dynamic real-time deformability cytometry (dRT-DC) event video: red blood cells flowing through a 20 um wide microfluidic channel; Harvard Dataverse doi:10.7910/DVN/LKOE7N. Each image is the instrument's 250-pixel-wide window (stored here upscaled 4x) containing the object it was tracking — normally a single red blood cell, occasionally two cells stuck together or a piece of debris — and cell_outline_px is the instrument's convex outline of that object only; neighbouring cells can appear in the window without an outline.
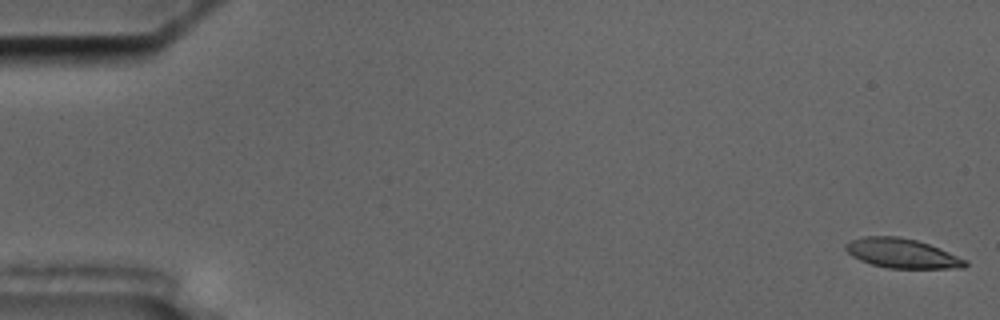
{"species": "common noctule bat (a hibernating species)", "species_latin": "Nyctalus noctula", "temperature_condition": "cold", "stored_images_in_passage": 57, "camera_frame_rate_fps": 3000, "um_per_image_px": 0.085, "animal": {"sex": "male", "body_mass_g": 17.5, "forearm_length_mm": 52.3}, "frame": {"image": 1, "passage_image": 1, "time_ms": 0.0, "image_size_px": [1000, 320], "cell_outline_px": [[968, 264], [964, 268], [888, 268], [872, 264], [860, 260], [852, 256], [844, 248], [844, 244], [852, 240], [864, 236], [900, 236], [916, 240], [928, 244], [968, 260]], "centroid_in_image_um": [76.66, 21.53], "position_along_channel_um": 8.3, "area_um2": 20.46}}
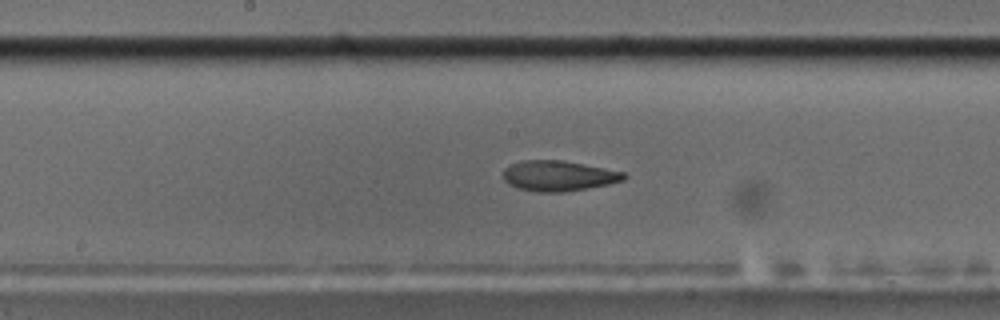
{"frame": {"image": 2, "passage_image": 30, "time_ms": 9.667, "image_size_px": [1000, 320], "cell_outline_px": [[628, 176], [624, 180], [608, 184], [564, 192], [536, 192], [516, 188], [508, 184], [504, 180], [504, 168], [520, 160], [564, 160], [624, 172]], "centroid_in_image_um": [47.45, 14.94], "position_along_channel_um": 200.7, "area_um2": 21.44}}
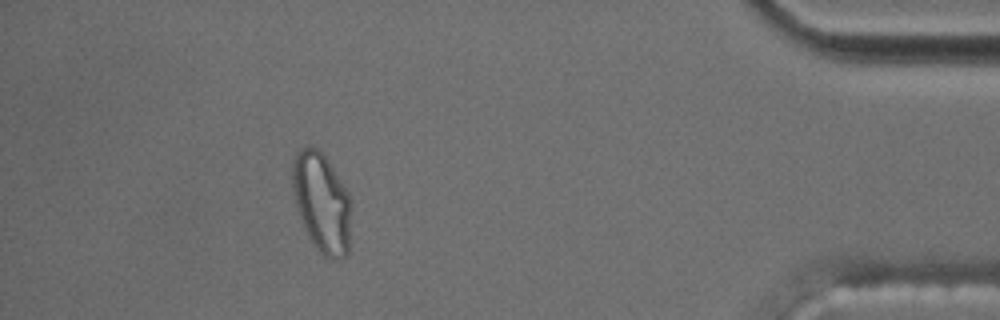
{"frame": {"image": 3, "passage_image": 52, "time_ms": 17.0, "image_size_px": [1000, 320], "cell_outline_px": [[348, 256], [340, 260], [324, 256], [316, 248], [308, 236], [296, 212], [292, 192], [292, 160], [296, 152], [300, 148], [308, 144], [316, 148], [328, 160], [348, 192]], "centroid_in_image_um": [27.27, 17.19], "position_along_channel_um": 407.9, "area_um2": 34.04}, "authors_computed_cell_mechanics": {"area_um2": 21.675, "velocity_mm_per_s": 3.5025, "shape_relaxation_time_tau1_ms": 9.4389, "shape_relaxation_time_tau2_ms": 2.8948, "deformation_change_tau1": 0.297, "deformation_change_tau2": 0.0781}}